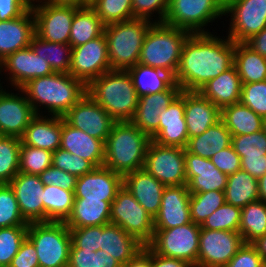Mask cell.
Listing matches in <instances>:
<instances>
[{
    "label": "cell",
    "instance_id": "6da1fadb",
    "mask_svg": "<svg viewBox=\"0 0 266 267\" xmlns=\"http://www.w3.org/2000/svg\"><path fill=\"white\" fill-rule=\"evenodd\" d=\"M234 52L235 42L228 36L190 34L182 47L175 83L184 91H199L234 66Z\"/></svg>",
    "mask_w": 266,
    "mask_h": 267
},
{
    "label": "cell",
    "instance_id": "7a4b0ae2",
    "mask_svg": "<svg viewBox=\"0 0 266 267\" xmlns=\"http://www.w3.org/2000/svg\"><path fill=\"white\" fill-rule=\"evenodd\" d=\"M20 89L26 94L36 115L48 112V116L60 117L87 94V85L83 81L69 73L58 72L31 79Z\"/></svg>",
    "mask_w": 266,
    "mask_h": 267
},
{
    "label": "cell",
    "instance_id": "3957f363",
    "mask_svg": "<svg viewBox=\"0 0 266 267\" xmlns=\"http://www.w3.org/2000/svg\"><path fill=\"white\" fill-rule=\"evenodd\" d=\"M151 138L131 121L115 122L104 145V167L122 176L143 169Z\"/></svg>",
    "mask_w": 266,
    "mask_h": 267
},
{
    "label": "cell",
    "instance_id": "277c9868",
    "mask_svg": "<svg viewBox=\"0 0 266 267\" xmlns=\"http://www.w3.org/2000/svg\"><path fill=\"white\" fill-rule=\"evenodd\" d=\"M87 94L116 122L131 121L139 96L128 71L110 70L87 85Z\"/></svg>",
    "mask_w": 266,
    "mask_h": 267
},
{
    "label": "cell",
    "instance_id": "5b68a950",
    "mask_svg": "<svg viewBox=\"0 0 266 267\" xmlns=\"http://www.w3.org/2000/svg\"><path fill=\"white\" fill-rule=\"evenodd\" d=\"M189 35L186 30L153 23L145 35L138 64L163 70L175 77L182 47Z\"/></svg>",
    "mask_w": 266,
    "mask_h": 267
},
{
    "label": "cell",
    "instance_id": "8992f818",
    "mask_svg": "<svg viewBox=\"0 0 266 267\" xmlns=\"http://www.w3.org/2000/svg\"><path fill=\"white\" fill-rule=\"evenodd\" d=\"M154 22L146 19L130 20L105 25L111 70L128 71L138 64L147 31Z\"/></svg>",
    "mask_w": 266,
    "mask_h": 267
},
{
    "label": "cell",
    "instance_id": "52a82bcc",
    "mask_svg": "<svg viewBox=\"0 0 266 267\" xmlns=\"http://www.w3.org/2000/svg\"><path fill=\"white\" fill-rule=\"evenodd\" d=\"M27 239L36 249L39 267H68L72 241L64 222L29 223Z\"/></svg>",
    "mask_w": 266,
    "mask_h": 267
},
{
    "label": "cell",
    "instance_id": "ba28073f",
    "mask_svg": "<svg viewBox=\"0 0 266 267\" xmlns=\"http://www.w3.org/2000/svg\"><path fill=\"white\" fill-rule=\"evenodd\" d=\"M200 231L201 226L194 222L170 229H154L153 238L147 246L154 253L184 260L197 267Z\"/></svg>",
    "mask_w": 266,
    "mask_h": 267
},
{
    "label": "cell",
    "instance_id": "9c48e42d",
    "mask_svg": "<svg viewBox=\"0 0 266 267\" xmlns=\"http://www.w3.org/2000/svg\"><path fill=\"white\" fill-rule=\"evenodd\" d=\"M223 16L224 11L215 0H170L163 23L190 34L210 33L205 27Z\"/></svg>",
    "mask_w": 266,
    "mask_h": 267
},
{
    "label": "cell",
    "instance_id": "30bf717a",
    "mask_svg": "<svg viewBox=\"0 0 266 267\" xmlns=\"http://www.w3.org/2000/svg\"><path fill=\"white\" fill-rule=\"evenodd\" d=\"M110 222L147 246L154 235V218L122 187L111 203Z\"/></svg>",
    "mask_w": 266,
    "mask_h": 267
},
{
    "label": "cell",
    "instance_id": "8fae6325",
    "mask_svg": "<svg viewBox=\"0 0 266 267\" xmlns=\"http://www.w3.org/2000/svg\"><path fill=\"white\" fill-rule=\"evenodd\" d=\"M143 169L165 186L185 185V148L164 146L151 140Z\"/></svg>",
    "mask_w": 266,
    "mask_h": 267
},
{
    "label": "cell",
    "instance_id": "7c38bea8",
    "mask_svg": "<svg viewBox=\"0 0 266 267\" xmlns=\"http://www.w3.org/2000/svg\"><path fill=\"white\" fill-rule=\"evenodd\" d=\"M76 8V6L53 5L42 0L32 1L35 34L48 42L69 44Z\"/></svg>",
    "mask_w": 266,
    "mask_h": 267
},
{
    "label": "cell",
    "instance_id": "4fadbf2b",
    "mask_svg": "<svg viewBox=\"0 0 266 267\" xmlns=\"http://www.w3.org/2000/svg\"><path fill=\"white\" fill-rule=\"evenodd\" d=\"M243 244L239 231L201 229L197 267H224Z\"/></svg>",
    "mask_w": 266,
    "mask_h": 267
},
{
    "label": "cell",
    "instance_id": "5bb4252c",
    "mask_svg": "<svg viewBox=\"0 0 266 267\" xmlns=\"http://www.w3.org/2000/svg\"><path fill=\"white\" fill-rule=\"evenodd\" d=\"M224 14L231 19L226 35L235 43H245L266 27V0H236Z\"/></svg>",
    "mask_w": 266,
    "mask_h": 267
},
{
    "label": "cell",
    "instance_id": "9a60e30c",
    "mask_svg": "<svg viewBox=\"0 0 266 267\" xmlns=\"http://www.w3.org/2000/svg\"><path fill=\"white\" fill-rule=\"evenodd\" d=\"M110 70L111 65L104 33L96 39L72 48L69 74L80 79L86 85Z\"/></svg>",
    "mask_w": 266,
    "mask_h": 267
},
{
    "label": "cell",
    "instance_id": "2e32d148",
    "mask_svg": "<svg viewBox=\"0 0 266 267\" xmlns=\"http://www.w3.org/2000/svg\"><path fill=\"white\" fill-rule=\"evenodd\" d=\"M72 127L104 143L116 122L95 100L85 94L64 116Z\"/></svg>",
    "mask_w": 266,
    "mask_h": 267
},
{
    "label": "cell",
    "instance_id": "e0dca14e",
    "mask_svg": "<svg viewBox=\"0 0 266 267\" xmlns=\"http://www.w3.org/2000/svg\"><path fill=\"white\" fill-rule=\"evenodd\" d=\"M14 90L18 92L0 91V136L21 138L36 113L26 94L20 88Z\"/></svg>",
    "mask_w": 266,
    "mask_h": 267
},
{
    "label": "cell",
    "instance_id": "ac0fdd59",
    "mask_svg": "<svg viewBox=\"0 0 266 267\" xmlns=\"http://www.w3.org/2000/svg\"><path fill=\"white\" fill-rule=\"evenodd\" d=\"M1 70L5 75L8 73L5 78L12 89L21 88L31 79L54 73L50 64L35 54L30 46L8 55L1 62Z\"/></svg>",
    "mask_w": 266,
    "mask_h": 267
},
{
    "label": "cell",
    "instance_id": "d6986e66",
    "mask_svg": "<svg viewBox=\"0 0 266 267\" xmlns=\"http://www.w3.org/2000/svg\"><path fill=\"white\" fill-rule=\"evenodd\" d=\"M8 184L14 191L24 220L28 224L45 222L44 184L39 175L18 172Z\"/></svg>",
    "mask_w": 266,
    "mask_h": 267
},
{
    "label": "cell",
    "instance_id": "ffe728a7",
    "mask_svg": "<svg viewBox=\"0 0 266 267\" xmlns=\"http://www.w3.org/2000/svg\"><path fill=\"white\" fill-rule=\"evenodd\" d=\"M181 91V87L174 83L165 91L140 96L131 122L153 140L159 134V115Z\"/></svg>",
    "mask_w": 266,
    "mask_h": 267
},
{
    "label": "cell",
    "instance_id": "44dd1931",
    "mask_svg": "<svg viewBox=\"0 0 266 267\" xmlns=\"http://www.w3.org/2000/svg\"><path fill=\"white\" fill-rule=\"evenodd\" d=\"M123 187V176L107 167H95L91 172L77 177L75 198L113 201Z\"/></svg>",
    "mask_w": 266,
    "mask_h": 267
},
{
    "label": "cell",
    "instance_id": "7402d4cb",
    "mask_svg": "<svg viewBox=\"0 0 266 267\" xmlns=\"http://www.w3.org/2000/svg\"><path fill=\"white\" fill-rule=\"evenodd\" d=\"M187 184L165 186L160 210L154 217V229H170L191 223Z\"/></svg>",
    "mask_w": 266,
    "mask_h": 267
},
{
    "label": "cell",
    "instance_id": "603a6c76",
    "mask_svg": "<svg viewBox=\"0 0 266 267\" xmlns=\"http://www.w3.org/2000/svg\"><path fill=\"white\" fill-rule=\"evenodd\" d=\"M185 172L190 194L225 191L228 175L216 168L210 159L194 155L186 149Z\"/></svg>",
    "mask_w": 266,
    "mask_h": 267
},
{
    "label": "cell",
    "instance_id": "cb8c5ba5",
    "mask_svg": "<svg viewBox=\"0 0 266 267\" xmlns=\"http://www.w3.org/2000/svg\"><path fill=\"white\" fill-rule=\"evenodd\" d=\"M184 114L185 91L182 90L159 115V134L153 141L164 146L186 148L189 136Z\"/></svg>",
    "mask_w": 266,
    "mask_h": 267
},
{
    "label": "cell",
    "instance_id": "d4e9b609",
    "mask_svg": "<svg viewBox=\"0 0 266 267\" xmlns=\"http://www.w3.org/2000/svg\"><path fill=\"white\" fill-rule=\"evenodd\" d=\"M35 34L31 7L18 18L0 21V62L16 51L28 48Z\"/></svg>",
    "mask_w": 266,
    "mask_h": 267
},
{
    "label": "cell",
    "instance_id": "484cf974",
    "mask_svg": "<svg viewBox=\"0 0 266 267\" xmlns=\"http://www.w3.org/2000/svg\"><path fill=\"white\" fill-rule=\"evenodd\" d=\"M125 187L137 202L154 218L161 205L165 185L144 169H139L123 176Z\"/></svg>",
    "mask_w": 266,
    "mask_h": 267
},
{
    "label": "cell",
    "instance_id": "4316f807",
    "mask_svg": "<svg viewBox=\"0 0 266 267\" xmlns=\"http://www.w3.org/2000/svg\"><path fill=\"white\" fill-rule=\"evenodd\" d=\"M185 119L189 138L199 136L220 120L221 110L199 91H185Z\"/></svg>",
    "mask_w": 266,
    "mask_h": 267
},
{
    "label": "cell",
    "instance_id": "83f0119b",
    "mask_svg": "<svg viewBox=\"0 0 266 267\" xmlns=\"http://www.w3.org/2000/svg\"><path fill=\"white\" fill-rule=\"evenodd\" d=\"M105 143L69 125L62 117L61 148L90 161L95 167L104 164Z\"/></svg>",
    "mask_w": 266,
    "mask_h": 267
},
{
    "label": "cell",
    "instance_id": "f1b7e54d",
    "mask_svg": "<svg viewBox=\"0 0 266 267\" xmlns=\"http://www.w3.org/2000/svg\"><path fill=\"white\" fill-rule=\"evenodd\" d=\"M62 117L36 115L26 127L21 142L24 145L54 152L61 146Z\"/></svg>",
    "mask_w": 266,
    "mask_h": 267
},
{
    "label": "cell",
    "instance_id": "f546056e",
    "mask_svg": "<svg viewBox=\"0 0 266 267\" xmlns=\"http://www.w3.org/2000/svg\"><path fill=\"white\" fill-rule=\"evenodd\" d=\"M242 81L235 66L211 79L199 92L220 110L240 102Z\"/></svg>",
    "mask_w": 266,
    "mask_h": 267
},
{
    "label": "cell",
    "instance_id": "4dcf8cb0",
    "mask_svg": "<svg viewBox=\"0 0 266 267\" xmlns=\"http://www.w3.org/2000/svg\"><path fill=\"white\" fill-rule=\"evenodd\" d=\"M144 245L135 237L126 233L120 226L109 223L101 225V246L103 250L113 256L122 265L134 258Z\"/></svg>",
    "mask_w": 266,
    "mask_h": 267
},
{
    "label": "cell",
    "instance_id": "1f68e13d",
    "mask_svg": "<svg viewBox=\"0 0 266 267\" xmlns=\"http://www.w3.org/2000/svg\"><path fill=\"white\" fill-rule=\"evenodd\" d=\"M111 203L112 201L74 198L71 214L64 223L69 229L109 224Z\"/></svg>",
    "mask_w": 266,
    "mask_h": 267
},
{
    "label": "cell",
    "instance_id": "d6a6232c",
    "mask_svg": "<svg viewBox=\"0 0 266 267\" xmlns=\"http://www.w3.org/2000/svg\"><path fill=\"white\" fill-rule=\"evenodd\" d=\"M232 134L220 119L199 136L188 140L186 150L194 155L210 159L215 153L231 145Z\"/></svg>",
    "mask_w": 266,
    "mask_h": 267
},
{
    "label": "cell",
    "instance_id": "836d02e7",
    "mask_svg": "<svg viewBox=\"0 0 266 267\" xmlns=\"http://www.w3.org/2000/svg\"><path fill=\"white\" fill-rule=\"evenodd\" d=\"M105 25L90 6L77 7L72 21L69 44L71 47L83 45L104 33Z\"/></svg>",
    "mask_w": 266,
    "mask_h": 267
},
{
    "label": "cell",
    "instance_id": "e575fe53",
    "mask_svg": "<svg viewBox=\"0 0 266 267\" xmlns=\"http://www.w3.org/2000/svg\"><path fill=\"white\" fill-rule=\"evenodd\" d=\"M220 119L232 135L251 134L262 130L263 117L241 102L223 107Z\"/></svg>",
    "mask_w": 266,
    "mask_h": 267
},
{
    "label": "cell",
    "instance_id": "d590c367",
    "mask_svg": "<svg viewBox=\"0 0 266 267\" xmlns=\"http://www.w3.org/2000/svg\"><path fill=\"white\" fill-rule=\"evenodd\" d=\"M234 66L242 84L266 81V58L246 43H235Z\"/></svg>",
    "mask_w": 266,
    "mask_h": 267
},
{
    "label": "cell",
    "instance_id": "8d00e7d4",
    "mask_svg": "<svg viewBox=\"0 0 266 267\" xmlns=\"http://www.w3.org/2000/svg\"><path fill=\"white\" fill-rule=\"evenodd\" d=\"M224 192L226 203L242 209L248 203L259 200L258 179L240 169L228 175Z\"/></svg>",
    "mask_w": 266,
    "mask_h": 267
},
{
    "label": "cell",
    "instance_id": "74e56055",
    "mask_svg": "<svg viewBox=\"0 0 266 267\" xmlns=\"http://www.w3.org/2000/svg\"><path fill=\"white\" fill-rule=\"evenodd\" d=\"M132 76L138 96L154 94L169 89L174 77L160 69L137 64L128 70Z\"/></svg>",
    "mask_w": 266,
    "mask_h": 267
},
{
    "label": "cell",
    "instance_id": "f35d334b",
    "mask_svg": "<svg viewBox=\"0 0 266 267\" xmlns=\"http://www.w3.org/2000/svg\"><path fill=\"white\" fill-rule=\"evenodd\" d=\"M74 198V191L55 185H44L42 202L45 222H65L71 214Z\"/></svg>",
    "mask_w": 266,
    "mask_h": 267
},
{
    "label": "cell",
    "instance_id": "ab89813d",
    "mask_svg": "<svg viewBox=\"0 0 266 267\" xmlns=\"http://www.w3.org/2000/svg\"><path fill=\"white\" fill-rule=\"evenodd\" d=\"M30 47L35 54L50 64L54 72L69 73L72 59L70 44L48 42L34 34Z\"/></svg>",
    "mask_w": 266,
    "mask_h": 267
},
{
    "label": "cell",
    "instance_id": "60d3db41",
    "mask_svg": "<svg viewBox=\"0 0 266 267\" xmlns=\"http://www.w3.org/2000/svg\"><path fill=\"white\" fill-rule=\"evenodd\" d=\"M239 232L245 244H252L266 234V203L257 200L241 209Z\"/></svg>",
    "mask_w": 266,
    "mask_h": 267
},
{
    "label": "cell",
    "instance_id": "b9f144b4",
    "mask_svg": "<svg viewBox=\"0 0 266 267\" xmlns=\"http://www.w3.org/2000/svg\"><path fill=\"white\" fill-rule=\"evenodd\" d=\"M21 138L0 136V184H8L19 172Z\"/></svg>",
    "mask_w": 266,
    "mask_h": 267
},
{
    "label": "cell",
    "instance_id": "7bdbcfd3",
    "mask_svg": "<svg viewBox=\"0 0 266 267\" xmlns=\"http://www.w3.org/2000/svg\"><path fill=\"white\" fill-rule=\"evenodd\" d=\"M225 202L224 191L211 190L191 194L189 199L191 221L201 226L206 218Z\"/></svg>",
    "mask_w": 266,
    "mask_h": 267
},
{
    "label": "cell",
    "instance_id": "ee69618b",
    "mask_svg": "<svg viewBox=\"0 0 266 267\" xmlns=\"http://www.w3.org/2000/svg\"><path fill=\"white\" fill-rule=\"evenodd\" d=\"M90 6L104 25L134 18L132 0H91Z\"/></svg>",
    "mask_w": 266,
    "mask_h": 267
},
{
    "label": "cell",
    "instance_id": "f6af8a7d",
    "mask_svg": "<svg viewBox=\"0 0 266 267\" xmlns=\"http://www.w3.org/2000/svg\"><path fill=\"white\" fill-rule=\"evenodd\" d=\"M28 225L0 228V267H9L27 238Z\"/></svg>",
    "mask_w": 266,
    "mask_h": 267
},
{
    "label": "cell",
    "instance_id": "bcb514c9",
    "mask_svg": "<svg viewBox=\"0 0 266 267\" xmlns=\"http://www.w3.org/2000/svg\"><path fill=\"white\" fill-rule=\"evenodd\" d=\"M53 152L21 142L19 172L40 175L52 165Z\"/></svg>",
    "mask_w": 266,
    "mask_h": 267
},
{
    "label": "cell",
    "instance_id": "7dc6e473",
    "mask_svg": "<svg viewBox=\"0 0 266 267\" xmlns=\"http://www.w3.org/2000/svg\"><path fill=\"white\" fill-rule=\"evenodd\" d=\"M241 208L224 203L202 223L201 229L239 231Z\"/></svg>",
    "mask_w": 266,
    "mask_h": 267
},
{
    "label": "cell",
    "instance_id": "c3c4849f",
    "mask_svg": "<svg viewBox=\"0 0 266 267\" xmlns=\"http://www.w3.org/2000/svg\"><path fill=\"white\" fill-rule=\"evenodd\" d=\"M28 225L9 184H0V228Z\"/></svg>",
    "mask_w": 266,
    "mask_h": 267
},
{
    "label": "cell",
    "instance_id": "681fc988",
    "mask_svg": "<svg viewBox=\"0 0 266 267\" xmlns=\"http://www.w3.org/2000/svg\"><path fill=\"white\" fill-rule=\"evenodd\" d=\"M68 267H123V265L103 250L92 252L70 249Z\"/></svg>",
    "mask_w": 266,
    "mask_h": 267
},
{
    "label": "cell",
    "instance_id": "f907efd6",
    "mask_svg": "<svg viewBox=\"0 0 266 267\" xmlns=\"http://www.w3.org/2000/svg\"><path fill=\"white\" fill-rule=\"evenodd\" d=\"M232 147L242 157H263L266 155V133L260 130L251 134L232 135Z\"/></svg>",
    "mask_w": 266,
    "mask_h": 267
},
{
    "label": "cell",
    "instance_id": "816d5d0a",
    "mask_svg": "<svg viewBox=\"0 0 266 267\" xmlns=\"http://www.w3.org/2000/svg\"><path fill=\"white\" fill-rule=\"evenodd\" d=\"M52 165L55 168L64 170L76 177L91 172L95 166L88 160L73 155L69 151L58 148L53 152Z\"/></svg>",
    "mask_w": 266,
    "mask_h": 267
},
{
    "label": "cell",
    "instance_id": "f5cc1de1",
    "mask_svg": "<svg viewBox=\"0 0 266 267\" xmlns=\"http://www.w3.org/2000/svg\"><path fill=\"white\" fill-rule=\"evenodd\" d=\"M240 102L257 115L266 116V81L242 84Z\"/></svg>",
    "mask_w": 266,
    "mask_h": 267
},
{
    "label": "cell",
    "instance_id": "db71d44e",
    "mask_svg": "<svg viewBox=\"0 0 266 267\" xmlns=\"http://www.w3.org/2000/svg\"><path fill=\"white\" fill-rule=\"evenodd\" d=\"M169 3L170 0H132L133 17L150 20L154 23H163Z\"/></svg>",
    "mask_w": 266,
    "mask_h": 267
},
{
    "label": "cell",
    "instance_id": "11a10c76",
    "mask_svg": "<svg viewBox=\"0 0 266 267\" xmlns=\"http://www.w3.org/2000/svg\"><path fill=\"white\" fill-rule=\"evenodd\" d=\"M72 245L70 249L96 252L101 246V225L70 229Z\"/></svg>",
    "mask_w": 266,
    "mask_h": 267
},
{
    "label": "cell",
    "instance_id": "9f6ffc18",
    "mask_svg": "<svg viewBox=\"0 0 266 267\" xmlns=\"http://www.w3.org/2000/svg\"><path fill=\"white\" fill-rule=\"evenodd\" d=\"M39 177L44 185H55L67 191L75 190L77 177L64 170L55 168L53 165L44 170Z\"/></svg>",
    "mask_w": 266,
    "mask_h": 267
},
{
    "label": "cell",
    "instance_id": "6f0895ef",
    "mask_svg": "<svg viewBox=\"0 0 266 267\" xmlns=\"http://www.w3.org/2000/svg\"><path fill=\"white\" fill-rule=\"evenodd\" d=\"M210 160L226 175L234 174L241 169V157L234 151L232 145L215 153Z\"/></svg>",
    "mask_w": 266,
    "mask_h": 267
},
{
    "label": "cell",
    "instance_id": "680465c9",
    "mask_svg": "<svg viewBox=\"0 0 266 267\" xmlns=\"http://www.w3.org/2000/svg\"><path fill=\"white\" fill-rule=\"evenodd\" d=\"M262 257L252 244H243L224 267H263Z\"/></svg>",
    "mask_w": 266,
    "mask_h": 267
},
{
    "label": "cell",
    "instance_id": "91938a15",
    "mask_svg": "<svg viewBox=\"0 0 266 267\" xmlns=\"http://www.w3.org/2000/svg\"><path fill=\"white\" fill-rule=\"evenodd\" d=\"M9 267H39L36 249L27 238L21 244Z\"/></svg>",
    "mask_w": 266,
    "mask_h": 267
},
{
    "label": "cell",
    "instance_id": "94428289",
    "mask_svg": "<svg viewBox=\"0 0 266 267\" xmlns=\"http://www.w3.org/2000/svg\"><path fill=\"white\" fill-rule=\"evenodd\" d=\"M31 0H0V21L18 18L31 7Z\"/></svg>",
    "mask_w": 266,
    "mask_h": 267
},
{
    "label": "cell",
    "instance_id": "6125c7cd",
    "mask_svg": "<svg viewBox=\"0 0 266 267\" xmlns=\"http://www.w3.org/2000/svg\"><path fill=\"white\" fill-rule=\"evenodd\" d=\"M241 169L259 179L266 173V155L263 157H242Z\"/></svg>",
    "mask_w": 266,
    "mask_h": 267
},
{
    "label": "cell",
    "instance_id": "be15d7a7",
    "mask_svg": "<svg viewBox=\"0 0 266 267\" xmlns=\"http://www.w3.org/2000/svg\"><path fill=\"white\" fill-rule=\"evenodd\" d=\"M151 266L152 267H193L191 264L184 260L169 258L151 250Z\"/></svg>",
    "mask_w": 266,
    "mask_h": 267
},
{
    "label": "cell",
    "instance_id": "e7e4bbea",
    "mask_svg": "<svg viewBox=\"0 0 266 267\" xmlns=\"http://www.w3.org/2000/svg\"><path fill=\"white\" fill-rule=\"evenodd\" d=\"M123 267H152L151 266V249L144 246L134 258L129 260Z\"/></svg>",
    "mask_w": 266,
    "mask_h": 267
},
{
    "label": "cell",
    "instance_id": "03108f58",
    "mask_svg": "<svg viewBox=\"0 0 266 267\" xmlns=\"http://www.w3.org/2000/svg\"><path fill=\"white\" fill-rule=\"evenodd\" d=\"M250 48L266 58V27L245 42Z\"/></svg>",
    "mask_w": 266,
    "mask_h": 267
},
{
    "label": "cell",
    "instance_id": "003e7915",
    "mask_svg": "<svg viewBox=\"0 0 266 267\" xmlns=\"http://www.w3.org/2000/svg\"><path fill=\"white\" fill-rule=\"evenodd\" d=\"M42 1L53 5L85 7L90 5L91 0H42Z\"/></svg>",
    "mask_w": 266,
    "mask_h": 267
},
{
    "label": "cell",
    "instance_id": "a7ac6f4b",
    "mask_svg": "<svg viewBox=\"0 0 266 267\" xmlns=\"http://www.w3.org/2000/svg\"><path fill=\"white\" fill-rule=\"evenodd\" d=\"M266 264V234L252 243Z\"/></svg>",
    "mask_w": 266,
    "mask_h": 267
},
{
    "label": "cell",
    "instance_id": "89a4df30",
    "mask_svg": "<svg viewBox=\"0 0 266 267\" xmlns=\"http://www.w3.org/2000/svg\"><path fill=\"white\" fill-rule=\"evenodd\" d=\"M258 198L266 203V173L258 179Z\"/></svg>",
    "mask_w": 266,
    "mask_h": 267
},
{
    "label": "cell",
    "instance_id": "2644e50d",
    "mask_svg": "<svg viewBox=\"0 0 266 267\" xmlns=\"http://www.w3.org/2000/svg\"><path fill=\"white\" fill-rule=\"evenodd\" d=\"M236 0H215V2L219 5V7L225 11L228 7H230Z\"/></svg>",
    "mask_w": 266,
    "mask_h": 267
},
{
    "label": "cell",
    "instance_id": "8c879c8a",
    "mask_svg": "<svg viewBox=\"0 0 266 267\" xmlns=\"http://www.w3.org/2000/svg\"><path fill=\"white\" fill-rule=\"evenodd\" d=\"M262 130L266 133V116L263 117Z\"/></svg>",
    "mask_w": 266,
    "mask_h": 267
},
{
    "label": "cell",
    "instance_id": "753ad0ef",
    "mask_svg": "<svg viewBox=\"0 0 266 267\" xmlns=\"http://www.w3.org/2000/svg\"><path fill=\"white\" fill-rule=\"evenodd\" d=\"M1 72H2V70H1V62H0V75H3ZM0 82H1V79H0ZM3 88H4V86H2V84L0 83V91L3 90Z\"/></svg>",
    "mask_w": 266,
    "mask_h": 267
}]
</instances>
